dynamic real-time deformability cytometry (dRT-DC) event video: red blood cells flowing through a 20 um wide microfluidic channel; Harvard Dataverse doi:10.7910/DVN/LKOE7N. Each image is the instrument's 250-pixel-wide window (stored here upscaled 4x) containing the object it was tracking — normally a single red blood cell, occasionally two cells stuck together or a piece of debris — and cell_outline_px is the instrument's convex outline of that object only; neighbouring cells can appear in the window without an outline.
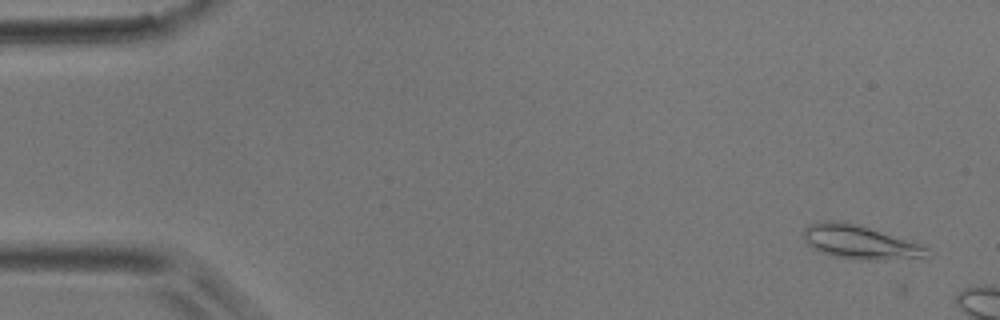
{"species": "common noctule bat (a hibernating species)", "species_latin": "Nyctalus noctula", "temperature_condition": "room temperature", "stored_images_in_passage": 6, "camera_frame_rate_fps": 3000, "um_per_image_px": 0.085, "animal": {"sex": "male", "body_mass_g": 17.9}, "frame": {"image": 1, "passage_image": 4, "time_ms": 1.0, "image_size_px": [1000, 320], "cell_outline_px": [[928, 260], [860, 260], [832, 256], [820, 252], [812, 248], [808, 244], [804, 236], [804, 228], [808, 224], [824, 220], [844, 220], [920, 244], [928, 248]], "centroid_in_image_um": [73.15, 20.61], "position_along_channel_um": 11.9, "area_um2": 24.85}}